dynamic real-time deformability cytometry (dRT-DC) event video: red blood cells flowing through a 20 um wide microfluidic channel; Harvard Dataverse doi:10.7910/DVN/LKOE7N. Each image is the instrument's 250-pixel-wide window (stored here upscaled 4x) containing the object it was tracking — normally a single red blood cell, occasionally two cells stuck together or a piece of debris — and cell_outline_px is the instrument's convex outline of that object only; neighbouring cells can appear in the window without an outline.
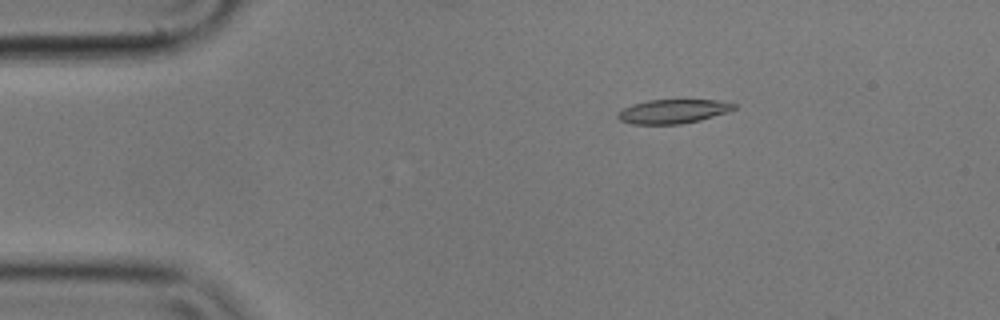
{"species": "common noctule bat (a hibernating species)", "species_latin": "Nyctalus noctula", "temperature_condition": "cold", "stored_images_in_passage": 48, "camera_frame_rate_fps": 3000, "um_per_image_px": 0.085, "animal": {"sex": "male", "body_mass_g": 17.9}, "frame": {"image": 1, "passage_image": 6, "time_ms": 1.667, "image_size_px": [1000, 320], "cell_outline_px": [[736, 108], [728, 112], [700, 120], [680, 124], [632, 124], [620, 120], [616, 116], [624, 108], [632, 104], [648, 100], [716, 100], [736, 104]], "centroid_in_image_um": [57.21, 9.47], "position_along_channel_um": 27.8, "area_um2": 16.18}}
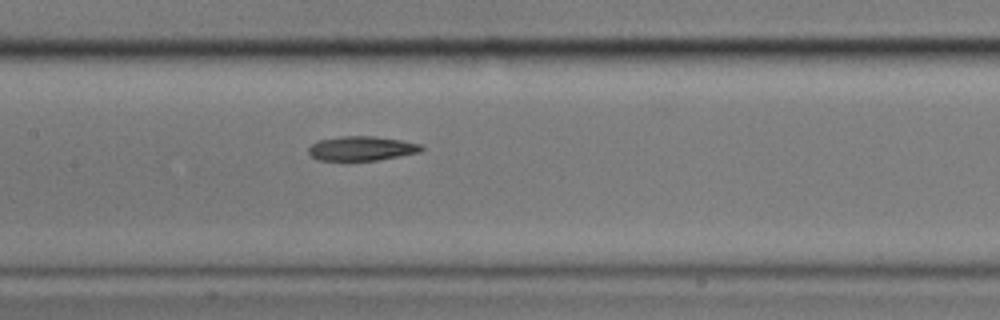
{"frame": {"image": 2, "passage_image": 23, "time_ms": 7.333, "image_size_px": [1000, 320], "cell_outline_px": [[424, 148], [420, 152], [376, 160], [348, 164], [316, 160], [308, 152], [308, 148], [316, 140], [340, 136], [372, 136], [400, 140], [420, 144]], "centroid_in_image_um": [30.63, 12.66], "position_along_channel_um": 176.8, "area_um2": 16.82}}
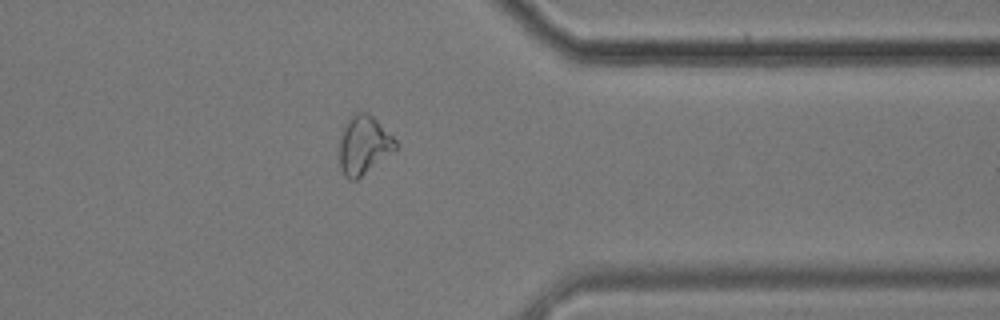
{"frame": {"image": 3, "passage_image": 41, "time_ms": 13.333, "image_size_px": [1000, 320], "cell_outline_px": [[400, 144], [396, 148], [356, 180], [348, 180], [344, 176], [340, 168], [340, 140], [344, 124], [356, 112], [364, 112], [372, 116]], "centroid_in_image_um": [30.9, 12.34], "position_along_channel_um": 380.5, "area_um2": 18.73}}